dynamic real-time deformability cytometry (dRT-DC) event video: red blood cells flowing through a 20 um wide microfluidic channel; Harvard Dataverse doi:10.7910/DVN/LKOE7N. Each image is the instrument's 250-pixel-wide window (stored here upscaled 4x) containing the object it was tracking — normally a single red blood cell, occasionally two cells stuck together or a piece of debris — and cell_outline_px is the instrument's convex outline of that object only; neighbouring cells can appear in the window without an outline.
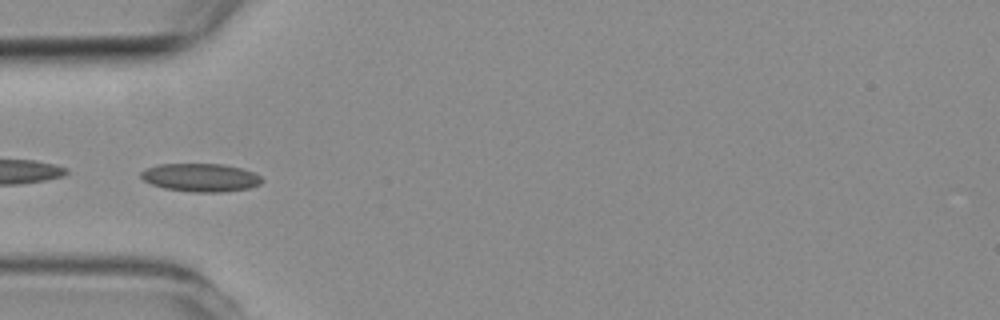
{"species": "common noctule bat (a hibernating species)", "species_latin": "Nyctalus noctula", "temperature_condition": "room temperature", "stored_images_in_passage": 2, "camera_frame_rate_fps": 3000, "um_per_image_px": 0.085, "animal": {"sex": "female", "body_mass_g": 19.3, "forearm_length_mm": 54.1}, "frame": {"image": 1, "passage_image": 2, "time_ms": 1.0, "image_size_px": [1000, 320], "cell_outline_px": [[264, 180], [260, 184], [248, 188], [220, 192], [192, 192], [164, 188], [152, 184], [144, 180], [140, 176], [140, 172], [144, 168], [160, 164], [224, 164], [256, 172]], "centroid_in_image_um": [17.05, 15.08], "position_along_channel_um": 67.9, "area_um2": 19.94}}